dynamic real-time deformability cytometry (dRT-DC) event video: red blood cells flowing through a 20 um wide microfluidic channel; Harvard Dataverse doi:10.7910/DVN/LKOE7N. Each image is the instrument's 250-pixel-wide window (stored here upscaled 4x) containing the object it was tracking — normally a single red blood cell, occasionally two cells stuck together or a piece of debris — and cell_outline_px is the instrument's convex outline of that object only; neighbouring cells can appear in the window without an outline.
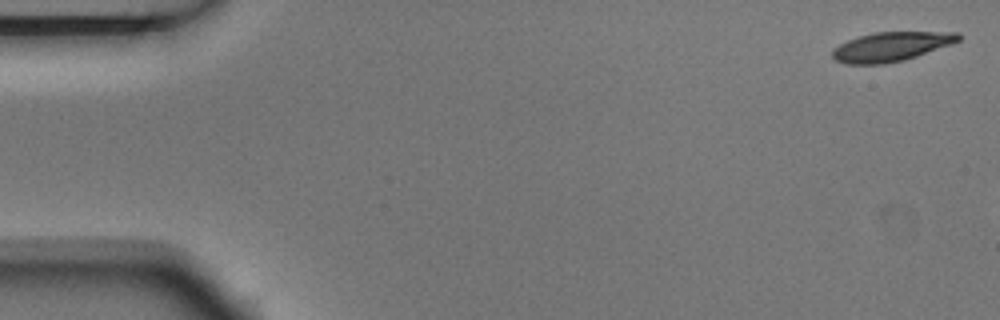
{"species": "Egyptian fruit bat (a non-hibernating species)", "species_latin": "Rousettus aegyptiacus", "temperature_condition": "room temperature", "stored_images_in_passage": 3, "camera_frame_rate_fps": 3000, "um_per_image_px": 0.085, "animal": {"sex": "male"}, "frame": {"image": 1, "passage_image": 1, "time_ms": 0.0, "image_size_px": [1000, 320], "cell_outline_px": [[960, 40], [952, 44], [904, 60], [884, 64], [848, 64], [836, 60], [832, 56], [832, 48], [848, 40], [872, 32], [960, 32]], "centroid_in_image_um": [75.74, 3.96], "position_along_channel_um": 9.3, "area_um2": 21.44}}